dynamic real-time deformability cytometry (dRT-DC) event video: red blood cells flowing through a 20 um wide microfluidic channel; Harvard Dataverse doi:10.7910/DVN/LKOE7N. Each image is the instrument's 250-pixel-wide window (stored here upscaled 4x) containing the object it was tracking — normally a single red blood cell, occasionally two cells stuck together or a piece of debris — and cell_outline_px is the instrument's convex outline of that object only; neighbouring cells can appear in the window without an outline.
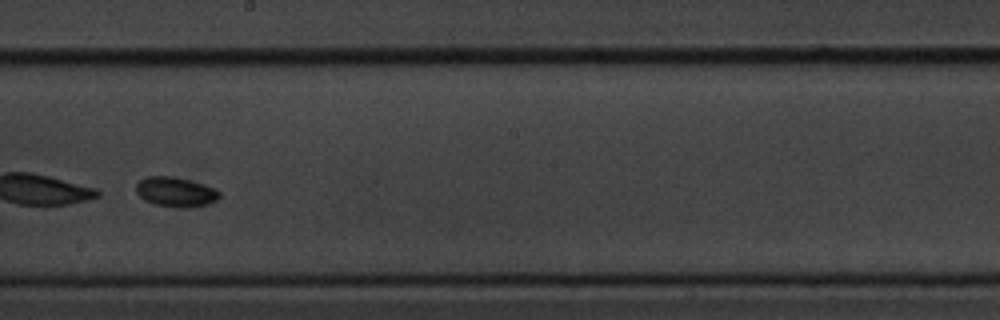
{"species": "common noctule bat (a hibernating species)", "species_latin": "Nyctalus noctula", "temperature_condition": "cold", "stored_images_in_passage": 38, "camera_frame_rate_fps": 3000, "um_per_image_px": 0.085, "animal": {"sex": "male", "body_mass_g": 20.1, "forearm_length_mm": 53.5}, "frame": {"image": 1, "passage_image": 15, "time_ms": 4.667, "image_size_px": [1000, 320], "cell_outline_px": [[220, 196], [216, 200], [208, 204], [188, 208], [172, 208], [152, 204], [144, 200], [136, 192], [136, 184], [140, 180], [148, 176], [172, 176], [204, 184], [216, 188], [220, 192]], "centroid_in_image_um": [14.93, 16.33], "position_along_channel_um": 233.3, "area_um2": 14.68}}
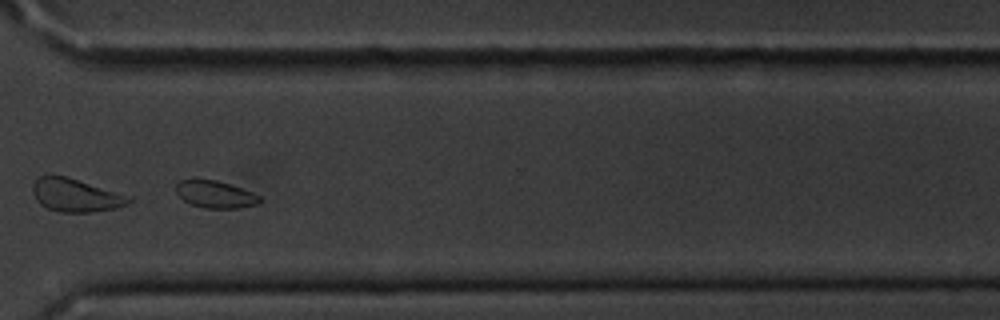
{"frame": {"image": 2, "passage_image": 25, "time_ms": 8.0, "image_size_px": [1000, 320], "cell_outline_px": [[260, 200], [256, 204], [240, 208], [204, 208], [192, 204], [184, 200], [176, 192], [176, 184], [180, 180], [216, 180], [252, 192], [260, 196]], "centroid_in_image_um": [18.29, 16.53], "position_along_channel_um": 352.3, "area_um2": 12.95}}